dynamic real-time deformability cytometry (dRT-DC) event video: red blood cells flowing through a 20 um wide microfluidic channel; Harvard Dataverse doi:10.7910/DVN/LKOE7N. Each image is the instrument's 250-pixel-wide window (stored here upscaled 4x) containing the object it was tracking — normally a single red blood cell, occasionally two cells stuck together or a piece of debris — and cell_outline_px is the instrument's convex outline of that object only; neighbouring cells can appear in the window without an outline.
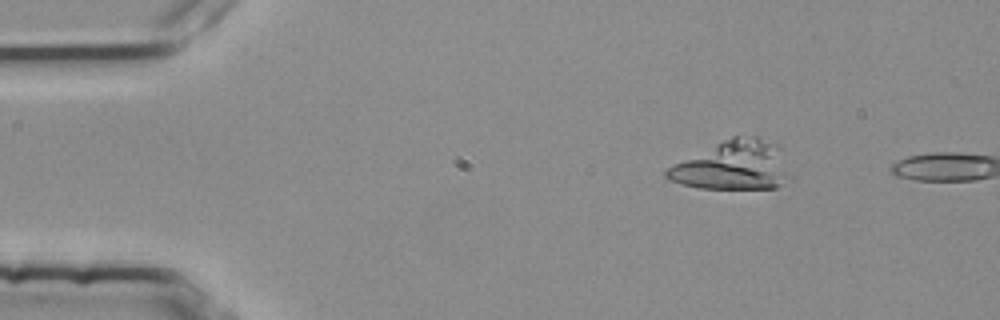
{"species": "common noctule bat (a hibernating species)", "species_latin": "Nyctalus noctula", "temperature_condition": "room temperature", "stored_images_in_passage": 3, "camera_frame_rate_fps": 3000, "um_per_image_px": 0.085, "animal": {"sex": "female", "body_mass_g": 25.1}, "frame": {"image": 1, "passage_image": 2, "time_ms": 0.333, "image_size_px": [1000, 320], "cell_outline_px": [[784, 180], [776, 188], [700, 188], [680, 184], [668, 180], [664, 176], [664, 172], [672, 164], [732, 136], [756, 136], [780, 144]], "centroid_in_image_um": [62.19, 14.05], "position_along_channel_um": 22.8, "area_um2": 34.39}}